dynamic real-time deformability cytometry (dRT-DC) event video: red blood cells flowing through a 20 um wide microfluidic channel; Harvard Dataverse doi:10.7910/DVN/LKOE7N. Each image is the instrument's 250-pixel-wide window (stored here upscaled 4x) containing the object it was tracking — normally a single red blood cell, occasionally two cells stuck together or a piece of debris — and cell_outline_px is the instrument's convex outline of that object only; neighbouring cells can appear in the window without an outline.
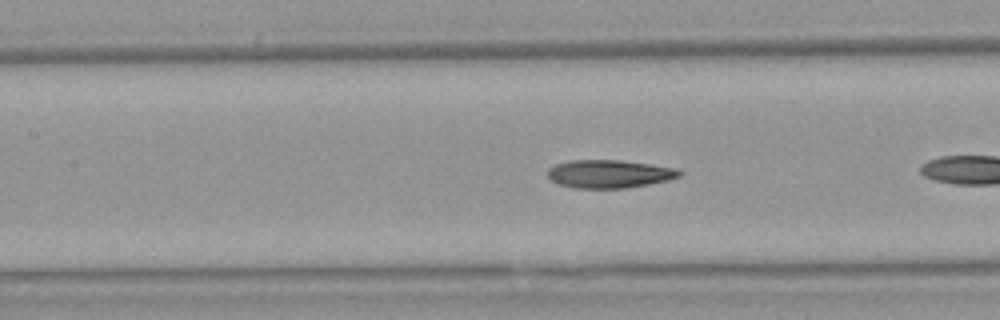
{"species": "Egyptian fruit bat (a non-hibernating species)", "species_latin": "Rousettus aegyptiacus", "temperature_condition": "warm", "stored_images_in_passage": 25, "camera_frame_rate_fps": 3000, "um_per_image_px": 0.085, "animal": {"sex": "female"}, "frame": {"image": 1, "passage_image": 8, "time_ms": 2.333, "image_size_px": [1000, 320], "cell_outline_px": [[684, 172], [680, 176], [668, 180], [648, 184], [624, 188], [576, 188], [556, 184], [548, 176], [548, 168], [556, 164], [568, 160], [620, 160], [676, 168]], "centroid_in_image_um": [51.77, 14.78], "position_along_channel_um": 155.6, "area_um2": 21.56}}